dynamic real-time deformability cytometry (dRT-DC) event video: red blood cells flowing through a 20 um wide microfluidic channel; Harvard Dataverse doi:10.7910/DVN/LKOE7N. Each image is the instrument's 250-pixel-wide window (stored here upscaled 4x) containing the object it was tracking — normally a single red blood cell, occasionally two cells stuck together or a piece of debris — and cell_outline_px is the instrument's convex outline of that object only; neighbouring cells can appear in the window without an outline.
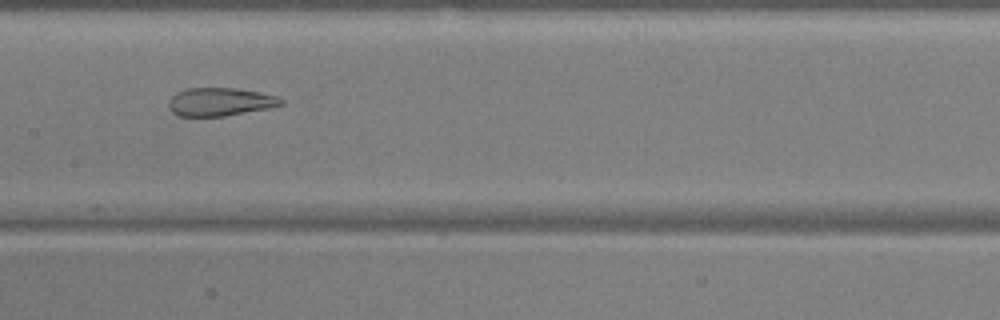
{"species": "common noctule bat (a hibernating species)", "species_latin": "Nyctalus noctula", "temperature_condition": "warm", "stored_images_in_passage": 37, "camera_frame_rate_fps": 3000, "um_per_image_px": 0.085, "animal": {"sex": "male", "body_mass_g": 17.9, "forearm_length_mm": 54.2}, "frame": {"image": 1, "passage_image": 13, "time_ms": 4.0, "image_size_px": [1000, 320], "cell_outline_px": [[284, 104], [268, 108], [224, 116], [176, 116], [168, 108], [168, 100], [176, 92], [188, 88], [236, 88], [260, 92], [276, 96], [284, 100]], "centroid_in_image_um": [18.67, 8.65], "position_along_channel_um": 188.7, "area_um2": 18.55}}
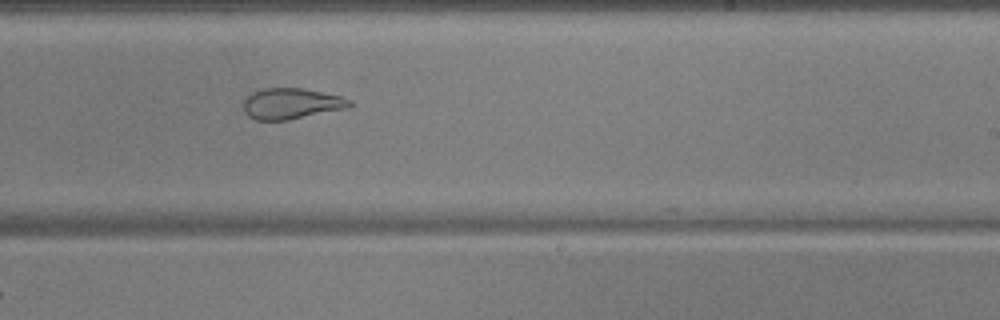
{"frame": {"image": 2, "passage_image": 19, "time_ms": 6.0, "image_size_px": [1000, 320], "cell_outline_px": [[352, 104], [348, 108], [288, 120], [256, 120], [248, 116], [244, 112], [244, 100], [252, 92], [264, 88], [304, 88], [340, 96], [352, 100]], "centroid_in_image_um": [24.77, 8.81], "position_along_channel_um": 264.2, "area_um2": 19.13}}
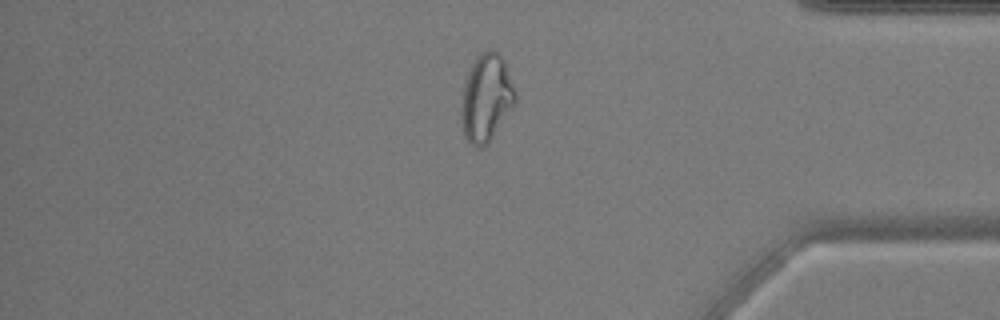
{"frame": {"image": 3, "passage_image": 31, "time_ms": 10.0, "image_size_px": [1000, 320], "cell_outline_px": [[516, 104], [488, 144], [480, 148], [476, 148], [464, 136], [460, 112], [464, 84], [468, 72], [476, 56], [480, 52], [488, 48], [492, 48], [500, 52], [504, 60], [516, 96]], "centroid_in_image_um": [41.33, 8.31], "position_along_channel_um": 393.9, "area_um2": 27.8}}